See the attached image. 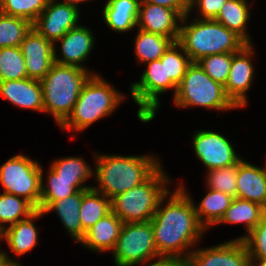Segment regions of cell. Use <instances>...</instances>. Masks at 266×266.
Segmentation results:
<instances>
[{"instance_id":"6da1fadb","label":"cell","mask_w":266,"mask_h":266,"mask_svg":"<svg viewBox=\"0 0 266 266\" xmlns=\"http://www.w3.org/2000/svg\"><path fill=\"white\" fill-rule=\"evenodd\" d=\"M181 186L172 194L168 204L161 209V199L150 220L159 256L181 257L182 251L201 237L206 228L199 222L193 201Z\"/></svg>"},{"instance_id":"7a4b0ae2","label":"cell","mask_w":266,"mask_h":266,"mask_svg":"<svg viewBox=\"0 0 266 266\" xmlns=\"http://www.w3.org/2000/svg\"><path fill=\"white\" fill-rule=\"evenodd\" d=\"M96 173L100 188L92 187L110 200L145 182L160 163L148 156H97Z\"/></svg>"},{"instance_id":"3957f363","label":"cell","mask_w":266,"mask_h":266,"mask_svg":"<svg viewBox=\"0 0 266 266\" xmlns=\"http://www.w3.org/2000/svg\"><path fill=\"white\" fill-rule=\"evenodd\" d=\"M177 42L192 62L208 55L237 53L247 45L240 36L216 20L202 18L190 25H181Z\"/></svg>"},{"instance_id":"277c9868","label":"cell","mask_w":266,"mask_h":266,"mask_svg":"<svg viewBox=\"0 0 266 266\" xmlns=\"http://www.w3.org/2000/svg\"><path fill=\"white\" fill-rule=\"evenodd\" d=\"M85 68L54 63L40 80L44 112L52 113L60 125L71 113L85 82L92 74Z\"/></svg>"},{"instance_id":"5b68a950","label":"cell","mask_w":266,"mask_h":266,"mask_svg":"<svg viewBox=\"0 0 266 266\" xmlns=\"http://www.w3.org/2000/svg\"><path fill=\"white\" fill-rule=\"evenodd\" d=\"M122 99L121 93L96 74H92L82 87L71 113L60 126L66 130H83L96 120L111 114Z\"/></svg>"},{"instance_id":"8992f818","label":"cell","mask_w":266,"mask_h":266,"mask_svg":"<svg viewBox=\"0 0 266 266\" xmlns=\"http://www.w3.org/2000/svg\"><path fill=\"white\" fill-rule=\"evenodd\" d=\"M169 181L159 167L141 185L111 199V211L123 223L150 221L161 199L169 192L164 186Z\"/></svg>"},{"instance_id":"52a82bcc","label":"cell","mask_w":266,"mask_h":266,"mask_svg":"<svg viewBox=\"0 0 266 266\" xmlns=\"http://www.w3.org/2000/svg\"><path fill=\"white\" fill-rule=\"evenodd\" d=\"M179 107L201 106L217 110L237 108L226 95L224 86L208 76L197 62L188 67L174 97Z\"/></svg>"},{"instance_id":"ba28073f","label":"cell","mask_w":266,"mask_h":266,"mask_svg":"<svg viewBox=\"0 0 266 266\" xmlns=\"http://www.w3.org/2000/svg\"><path fill=\"white\" fill-rule=\"evenodd\" d=\"M42 174V167L36 161L23 155H16L0 167V183L5 193L26 199L38 210Z\"/></svg>"},{"instance_id":"9c48e42d","label":"cell","mask_w":266,"mask_h":266,"mask_svg":"<svg viewBox=\"0 0 266 266\" xmlns=\"http://www.w3.org/2000/svg\"><path fill=\"white\" fill-rule=\"evenodd\" d=\"M117 266H132L158 255L151 221L124 223L113 249Z\"/></svg>"},{"instance_id":"30bf717a","label":"cell","mask_w":266,"mask_h":266,"mask_svg":"<svg viewBox=\"0 0 266 266\" xmlns=\"http://www.w3.org/2000/svg\"><path fill=\"white\" fill-rule=\"evenodd\" d=\"M140 82L131 85V95L139 105L138 118L142 122L151 121L155 110L159 107L158 94L169 88H174L176 95L178 87L171 81L165 80V59L154 60L147 63Z\"/></svg>"},{"instance_id":"8fae6325","label":"cell","mask_w":266,"mask_h":266,"mask_svg":"<svg viewBox=\"0 0 266 266\" xmlns=\"http://www.w3.org/2000/svg\"><path fill=\"white\" fill-rule=\"evenodd\" d=\"M79 15L77 6L49 0L46 8L32 23V28L54 44L70 29L79 26L77 25Z\"/></svg>"},{"instance_id":"7c38bea8","label":"cell","mask_w":266,"mask_h":266,"mask_svg":"<svg viewBox=\"0 0 266 266\" xmlns=\"http://www.w3.org/2000/svg\"><path fill=\"white\" fill-rule=\"evenodd\" d=\"M192 142L197 157L209 170L228 167L240 160L231 143L218 133L200 130Z\"/></svg>"},{"instance_id":"4fadbf2b","label":"cell","mask_w":266,"mask_h":266,"mask_svg":"<svg viewBox=\"0 0 266 266\" xmlns=\"http://www.w3.org/2000/svg\"><path fill=\"white\" fill-rule=\"evenodd\" d=\"M186 266H250L247 248L242 239H235L209 249L185 255Z\"/></svg>"},{"instance_id":"5bb4252c","label":"cell","mask_w":266,"mask_h":266,"mask_svg":"<svg viewBox=\"0 0 266 266\" xmlns=\"http://www.w3.org/2000/svg\"><path fill=\"white\" fill-rule=\"evenodd\" d=\"M28 78L41 80L54 64V44L33 28L20 44Z\"/></svg>"},{"instance_id":"9a60e30c","label":"cell","mask_w":266,"mask_h":266,"mask_svg":"<svg viewBox=\"0 0 266 266\" xmlns=\"http://www.w3.org/2000/svg\"><path fill=\"white\" fill-rule=\"evenodd\" d=\"M188 15L182 17L176 10L152 3H140L137 24L139 29L163 35L178 41L180 26L177 20L185 23Z\"/></svg>"},{"instance_id":"2e32d148","label":"cell","mask_w":266,"mask_h":266,"mask_svg":"<svg viewBox=\"0 0 266 266\" xmlns=\"http://www.w3.org/2000/svg\"><path fill=\"white\" fill-rule=\"evenodd\" d=\"M251 44H247L241 51L235 53L232 58L230 72L224 86L226 95L237 107L246 105L247 89L250 88L253 77V65L249 58L253 54Z\"/></svg>"},{"instance_id":"e0dca14e","label":"cell","mask_w":266,"mask_h":266,"mask_svg":"<svg viewBox=\"0 0 266 266\" xmlns=\"http://www.w3.org/2000/svg\"><path fill=\"white\" fill-rule=\"evenodd\" d=\"M0 95L19 107L44 112L40 80L25 78L2 81L0 82Z\"/></svg>"},{"instance_id":"ac0fdd59","label":"cell","mask_w":266,"mask_h":266,"mask_svg":"<svg viewBox=\"0 0 266 266\" xmlns=\"http://www.w3.org/2000/svg\"><path fill=\"white\" fill-rule=\"evenodd\" d=\"M59 40L63 58H57L54 46V63L83 68L80 62L88 57L93 48L94 38L91 31L83 26H77Z\"/></svg>"},{"instance_id":"d6986e66","label":"cell","mask_w":266,"mask_h":266,"mask_svg":"<svg viewBox=\"0 0 266 266\" xmlns=\"http://www.w3.org/2000/svg\"><path fill=\"white\" fill-rule=\"evenodd\" d=\"M237 198L266 208V167L261 169L243 160L237 165Z\"/></svg>"},{"instance_id":"ffe728a7","label":"cell","mask_w":266,"mask_h":266,"mask_svg":"<svg viewBox=\"0 0 266 266\" xmlns=\"http://www.w3.org/2000/svg\"><path fill=\"white\" fill-rule=\"evenodd\" d=\"M123 224L122 220L111 211L86 230L80 243L96 252L113 250Z\"/></svg>"},{"instance_id":"44dd1931","label":"cell","mask_w":266,"mask_h":266,"mask_svg":"<svg viewBox=\"0 0 266 266\" xmlns=\"http://www.w3.org/2000/svg\"><path fill=\"white\" fill-rule=\"evenodd\" d=\"M87 191L79 190L71 196L54 201L43 211L45 214L55 209L65 228L77 242L82 240L86 232L81 225L80 208L82 197Z\"/></svg>"},{"instance_id":"7402d4cb","label":"cell","mask_w":266,"mask_h":266,"mask_svg":"<svg viewBox=\"0 0 266 266\" xmlns=\"http://www.w3.org/2000/svg\"><path fill=\"white\" fill-rule=\"evenodd\" d=\"M139 0H108L103 15L106 24L118 32H126L137 25Z\"/></svg>"},{"instance_id":"603a6c76","label":"cell","mask_w":266,"mask_h":266,"mask_svg":"<svg viewBox=\"0 0 266 266\" xmlns=\"http://www.w3.org/2000/svg\"><path fill=\"white\" fill-rule=\"evenodd\" d=\"M44 213L37 210L32 216L25 220L18 221L14 225L8 226L3 230V237H5L10 249L17 255L25 254L33 249L37 243L38 232L31 220H34Z\"/></svg>"},{"instance_id":"cb8c5ba5","label":"cell","mask_w":266,"mask_h":266,"mask_svg":"<svg viewBox=\"0 0 266 266\" xmlns=\"http://www.w3.org/2000/svg\"><path fill=\"white\" fill-rule=\"evenodd\" d=\"M48 175L47 185L44 187L41 183V200L38 210L42 212L54 201L71 196L79 190L92 189L89 186L83 187L80 180L61 179L52 169Z\"/></svg>"},{"instance_id":"d4e9b609","label":"cell","mask_w":266,"mask_h":266,"mask_svg":"<svg viewBox=\"0 0 266 266\" xmlns=\"http://www.w3.org/2000/svg\"><path fill=\"white\" fill-rule=\"evenodd\" d=\"M245 0H228L220 9L219 14L214 19L224 25L230 31L235 32L247 44L250 38L245 31L246 22L249 17V9Z\"/></svg>"},{"instance_id":"484cf974","label":"cell","mask_w":266,"mask_h":266,"mask_svg":"<svg viewBox=\"0 0 266 266\" xmlns=\"http://www.w3.org/2000/svg\"><path fill=\"white\" fill-rule=\"evenodd\" d=\"M233 199L234 197L228 194L209 189L199 207H194L199 222L205 228L211 224H217L230 207ZM203 217H205V221H203Z\"/></svg>"},{"instance_id":"4316f807","label":"cell","mask_w":266,"mask_h":266,"mask_svg":"<svg viewBox=\"0 0 266 266\" xmlns=\"http://www.w3.org/2000/svg\"><path fill=\"white\" fill-rule=\"evenodd\" d=\"M266 210L262 205L234 198L230 207L218 223H240L245 222L247 232L253 230L260 222L263 212Z\"/></svg>"},{"instance_id":"83f0119b","label":"cell","mask_w":266,"mask_h":266,"mask_svg":"<svg viewBox=\"0 0 266 266\" xmlns=\"http://www.w3.org/2000/svg\"><path fill=\"white\" fill-rule=\"evenodd\" d=\"M111 212V200L103 193L89 189L82 197L80 220L82 228L86 231L98 220Z\"/></svg>"},{"instance_id":"f1b7e54d","label":"cell","mask_w":266,"mask_h":266,"mask_svg":"<svg viewBox=\"0 0 266 266\" xmlns=\"http://www.w3.org/2000/svg\"><path fill=\"white\" fill-rule=\"evenodd\" d=\"M173 42L169 37L139 29L135 43L136 56L142 63L159 60Z\"/></svg>"},{"instance_id":"f546056e","label":"cell","mask_w":266,"mask_h":266,"mask_svg":"<svg viewBox=\"0 0 266 266\" xmlns=\"http://www.w3.org/2000/svg\"><path fill=\"white\" fill-rule=\"evenodd\" d=\"M36 211L37 209L26 199L4 192L0 194V229L3 231V224L14 225L32 216ZM21 216L23 219H20Z\"/></svg>"},{"instance_id":"4dcf8cb0","label":"cell","mask_w":266,"mask_h":266,"mask_svg":"<svg viewBox=\"0 0 266 266\" xmlns=\"http://www.w3.org/2000/svg\"><path fill=\"white\" fill-rule=\"evenodd\" d=\"M32 29L27 19L0 12V48L18 47Z\"/></svg>"},{"instance_id":"1f68e13d","label":"cell","mask_w":266,"mask_h":266,"mask_svg":"<svg viewBox=\"0 0 266 266\" xmlns=\"http://www.w3.org/2000/svg\"><path fill=\"white\" fill-rule=\"evenodd\" d=\"M28 78L20 46L0 48V82Z\"/></svg>"},{"instance_id":"d6a6232c","label":"cell","mask_w":266,"mask_h":266,"mask_svg":"<svg viewBox=\"0 0 266 266\" xmlns=\"http://www.w3.org/2000/svg\"><path fill=\"white\" fill-rule=\"evenodd\" d=\"M177 48L179 43L173 42L160 59H165V80H171L178 87L192 61L186 53L184 56L178 52Z\"/></svg>"},{"instance_id":"836d02e7","label":"cell","mask_w":266,"mask_h":266,"mask_svg":"<svg viewBox=\"0 0 266 266\" xmlns=\"http://www.w3.org/2000/svg\"><path fill=\"white\" fill-rule=\"evenodd\" d=\"M49 0H0V12L21 17L33 23L46 8Z\"/></svg>"},{"instance_id":"e575fe53","label":"cell","mask_w":266,"mask_h":266,"mask_svg":"<svg viewBox=\"0 0 266 266\" xmlns=\"http://www.w3.org/2000/svg\"><path fill=\"white\" fill-rule=\"evenodd\" d=\"M241 161L242 159L228 167L209 170L207 178L209 189L237 198V165Z\"/></svg>"},{"instance_id":"d590c367","label":"cell","mask_w":266,"mask_h":266,"mask_svg":"<svg viewBox=\"0 0 266 266\" xmlns=\"http://www.w3.org/2000/svg\"><path fill=\"white\" fill-rule=\"evenodd\" d=\"M234 54L235 53H222L208 55L201 58L197 63L215 82L225 86Z\"/></svg>"},{"instance_id":"8d00e7d4","label":"cell","mask_w":266,"mask_h":266,"mask_svg":"<svg viewBox=\"0 0 266 266\" xmlns=\"http://www.w3.org/2000/svg\"><path fill=\"white\" fill-rule=\"evenodd\" d=\"M51 169L59 176L61 179L65 180H80L84 182L88 177L92 175L90 167L81 158L76 157H66L54 161Z\"/></svg>"},{"instance_id":"74e56055","label":"cell","mask_w":266,"mask_h":266,"mask_svg":"<svg viewBox=\"0 0 266 266\" xmlns=\"http://www.w3.org/2000/svg\"><path fill=\"white\" fill-rule=\"evenodd\" d=\"M238 239H242L247 248L250 264H253L254 258L266 257V210L256 227L247 236Z\"/></svg>"},{"instance_id":"f35d334b","label":"cell","mask_w":266,"mask_h":266,"mask_svg":"<svg viewBox=\"0 0 266 266\" xmlns=\"http://www.w3.org/2000/svg\"><path fill=\"white\" fill-rule=\"evenodd\" d=\"M228 0H191V8L197 4L203 19L214 20Z\"/></svg>"},{"instance_id":"ab89813d","label":"cell","mask_w":266,"mask_h":266,"mask_svg":"<svg viewBox=\"0 0 266 266\" xmlns=\"http://www.w3.org/2000/svg\"><path fill=\"white\" fill-rule=\"evenodd\" d=\"M140 3H152L176 10L182 17L191 10V0H140Z\"/></svg>"},{"instance_id":"60d3db41","label":"cell","mask_w":266,"mask_h":266,"mask_svg":"<svg viewBox=\"0 0 266 266\" xmlns=\"http://www.w3.org/2000/svg\"><path fill=\"white\" fill-rule=\"evenodd\" d=\"M149 266H186V260L178 257L160 256L157 262L151 263Z\"/></svg>"},{"instance_id":"b9f144b4","label":"cell","mask_w":266,"mask_h":266,"mask_svg":"<svg viewBox=\"0 0 266 266\" xmlns=\"http://www.w3.org/2000/svg\"><path fill=\"white\" fill-rule=\"evenodd\" d=\"M0 257H1V266H20V264H18L17 262L10 260V258H8L7 254L5 253L1 252Z\"/></svg>"},{"instance_id":"7bdbcfd3","label":"cell","mask_w":266,"mask_h":266,"mask_svg":"<svg viewBox=\"0 0 266 266\" xmlns=\"http://www.w3.org/2000/svg\"><path fill=\"white\" fill-rule=\"evenodd\" d=\"M84 1H88V0H66L65 2H61V3H65V4L76 6L78 3L84 2Z\"/></svg>"},{"instance_id":"ee69618b","label":"cell","mask_w":266,"mask_h":266,"mask_svg":"<svg viewBox=\"0 0 266 266\" xmlns=\"http://www.w3.org/2000/svg\"><path fill=\"white\" fill-rule=\"evenodd\" d=\"M259 261L257 265L251 264L250 266H266V257L264 258H255Z\"/></svg>"},{"instance_id":"f6af8a7d","label":"cell","mask_w":266,"mask_h":266,"mask_svg":"<svg viewBox=\"0 0 266 266\" xmlns=\"http://www.w3.org/2000/svg\"><path fill=\"white\" fill-rule=\"evenodd\" d=\"M0 237H3V231L1 229H0Z\"/></svg>"}]
</instances>
